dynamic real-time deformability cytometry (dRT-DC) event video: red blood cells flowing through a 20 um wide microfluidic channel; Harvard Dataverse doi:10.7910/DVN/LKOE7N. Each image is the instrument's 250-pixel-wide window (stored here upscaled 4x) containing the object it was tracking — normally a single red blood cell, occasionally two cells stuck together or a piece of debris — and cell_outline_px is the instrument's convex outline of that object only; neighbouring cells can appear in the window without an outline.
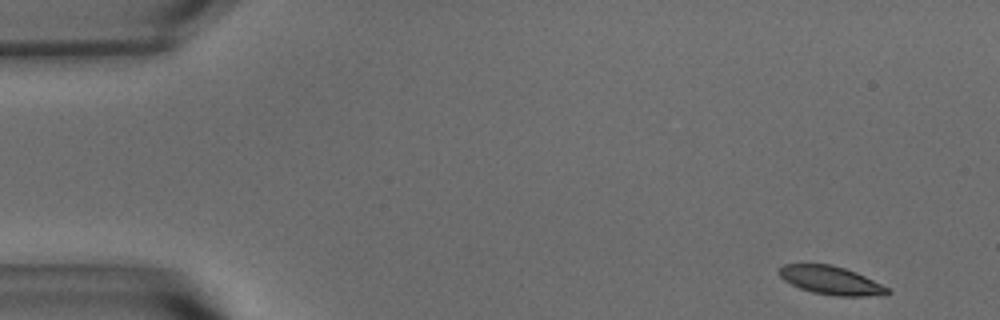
{"species": "common noctule bat (a hibernating species)", "species_latin": "Nyctalus noctula", "temperature_condition": "warm", "stored_images_in_passage": 54, "segment_of_instrument_passage": [1, 2], "camera_frame_rate_fps": 3000, "um_per_image_px": 0.085, "animal": {"sex": "male", "body_mass_g": 15.6}, "frame": {"image": 1, "passage_image": 1, "time_ms": 0.0, "image_size_px": [1000, 320], "cell_outline_px": [[892, 292], [884, 296], [836, 296], [812, 292], [800, 288], [784, 280], [776, 272], [776, 268], [784, 264], [832, 264], [856, 272], [888, 288]], "centroid_in_image_um": [70.61, 23.83], "position_along_channel_um": 14.4, "area_um2": 18.03}}
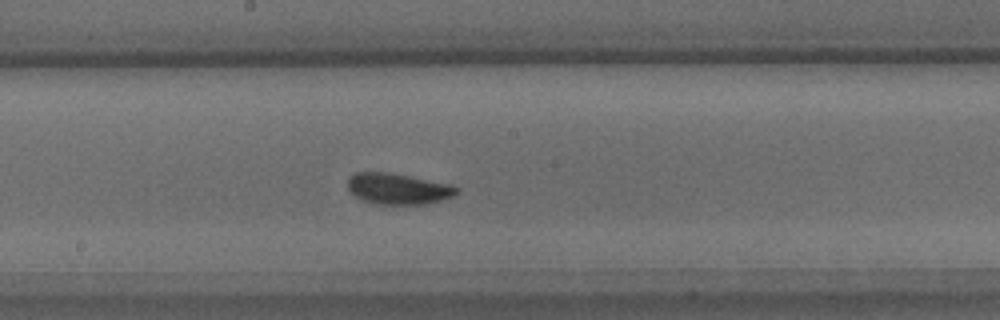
{"frame": {"image": 2, "passage_image": 27, "time_ms": 8.667, "image_size_px": [1000, 320], "cell_outline_px": [[460, 188], [452, 196], [440, 200], [424, 204], [376, 204], [364, 200], [356, 196], [348, 188], [348, 176], [356, 172], [388, 172], [452, 184]], "centroid_in_image_um": [33.83, 16.03], "position_along_channel_um": 214.4, "area_um2": 19.54}}
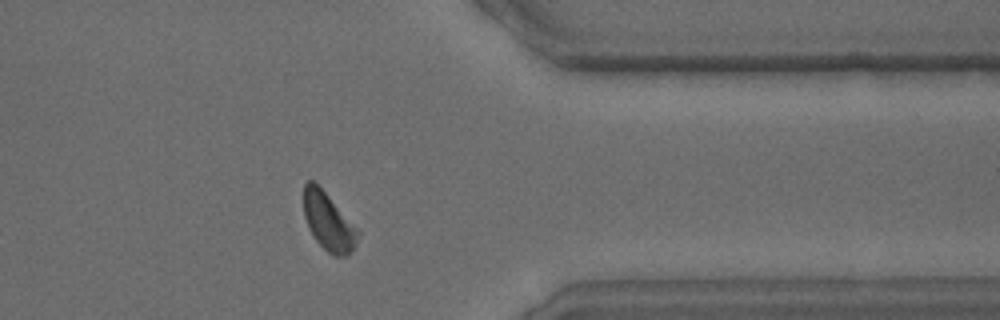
{"frame": {"image": 3, "passage_image": 42, "time_ms": 13.667, "image_size_px": [1000, 320], "cell_outline_px": [[360, 236], [356, 244], [348, 256], [332, 256], [316, 240], [308, 228], [304, 216], [304, 184], [308, 180], [312, 180], [328, 196], [360, 232]], "centroid_in_image_um": [27.91, 18.88], "position_along_channel_um": 383.5, "area_um2": 17.92}}